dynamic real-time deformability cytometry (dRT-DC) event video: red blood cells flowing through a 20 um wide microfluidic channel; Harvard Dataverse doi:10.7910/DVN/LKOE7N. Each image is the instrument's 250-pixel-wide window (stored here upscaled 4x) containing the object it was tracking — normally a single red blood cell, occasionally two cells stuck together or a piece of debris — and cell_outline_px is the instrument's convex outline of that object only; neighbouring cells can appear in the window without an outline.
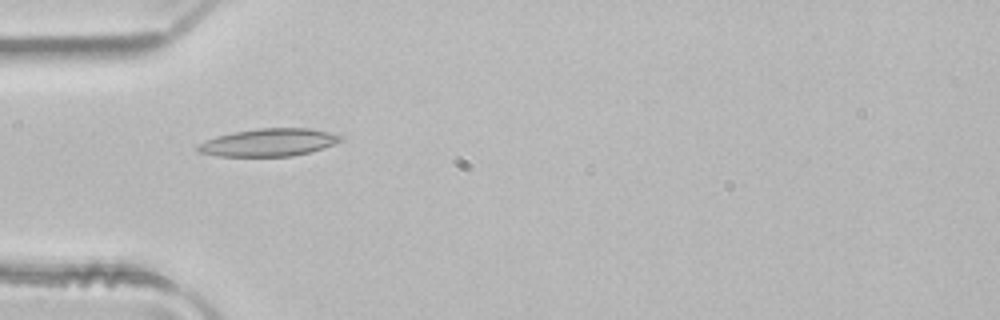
{"species": "common noctule bat (a hibernating species)", "species_latin": "Nyctalus noctula", "temperature_condition": "room temperature", "stored_images_in_passage": 4, "camera_frame_rate_fps": 3000, "um_per_image_px": 0.085, "animal": {"sex": "male", "body_mass_g": 21.5, "forearm_length_mm": 52.0}, "frame": {"image": 1, "passage_image": 2, "time_ms": 0.333, "image_size_px": [1000, 320], "cell_outline_px": [[344, 136], [340, 140], [332, 144], [308, 152], [292, 156], [216, 156], [200, 152], [196, 148], [200, 144], [216, 136], [232, 132], [260, 128], [308, 128], [328, 132]], "centroid_in_image_um": [22.82, 12.1], "position_along_channel_um": 62.2, "area_um2": 22.6}}
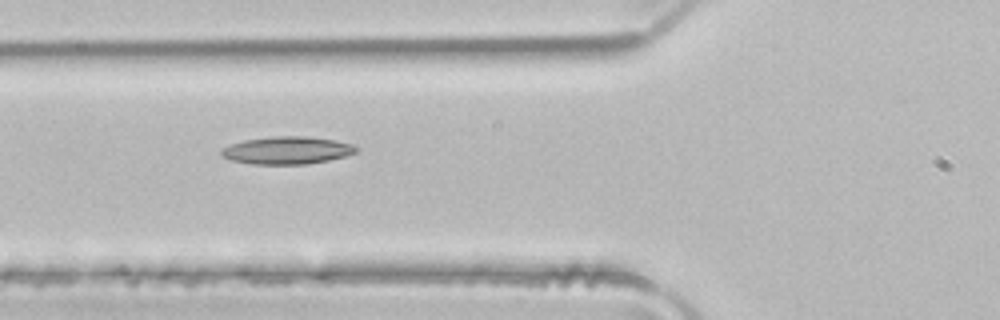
{"frame": {"image": 2, "passage_image": 3, "time_ms": 0.667, "image_size_px": [1000, 320], "cell_outline_px": [[360, 148], [356, 152], [344, 156], [328, 160], [308, 164], [252, 164], [232, 160], [220, 156], [220, 148], [244, 140], [276, 136], [308, 136], [336, 140], [356, 144]], "centroid_in_image_um": [24.43, 12.77], "position_along_channel_um": 101.4, "area_um2": 21.85}}
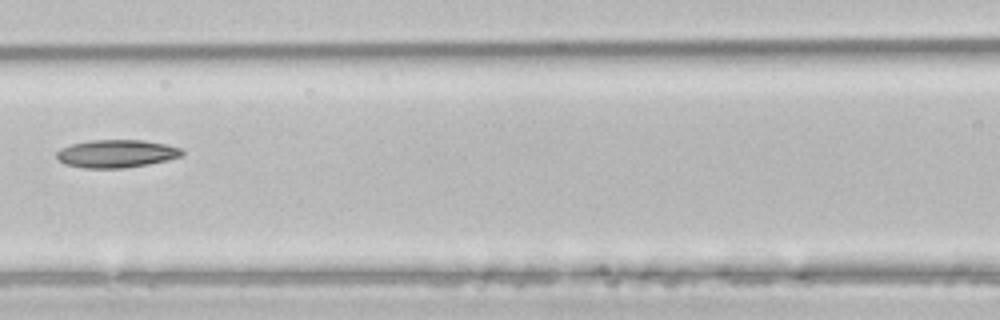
{"frame": {"image": 3, "passage_image": 4, "time_ms": 1.0, "image_size_px": [1000, 320], "cell_outline_px": [[184, 156], [168, 160], [148, 164], [124, 168], [84, 168], [64, 164], [56, 160], [56, 152], [60, 148], [72, 144], [88, 140], [144, 140], [164, 144], [180, 148], [184, 152]], "centroid_in_image_um": [9.87, 13.06], "position_along_channel_um": 156.7, "area_um2": 20.58}}